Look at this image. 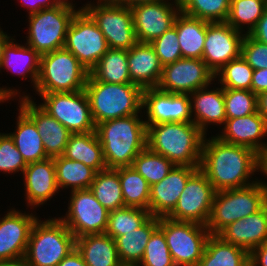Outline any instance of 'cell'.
<instances>
[{
  "mask_svg": "<svg viewBox=\"0 0 267 266\" xmlns=\"http://www.w3.org/2000/svg\"><path fill=\"white\" fill-rule=\"evenodd\" d=\"M9 40L3 49L2 63L0 70L7 69L17 75L24 77L29 73L34 87L37 85V78L39 74L40 66V54L32 47L25 45H19ZM21 66V67H20Z\"/></svg>",
  "mask_w": 267,
  "mask_h": 266,
  "instance_id": "33",
  "label": "cell"
},
{
  "mask_svg": "<svg viewBox=\"0 0 267 266\" xmlns=\"http://www.w3.org/2000/svg\"><path fill=\"white\" fill-rule=\"evenodd\" d=\"M122 266H138V265H122Z\"/></svg>",
  "mask_w": 267,
  "mask_h": 266,
  "instance_id": "59",
  "label": "cell"
},
{
  "mask_svg": "<svg viewBox=\"0 0 267 266\" xmlns=\"http://www.w3.org/2000/svg\"><path fill=\"white\" fill-rule=\"evenodd\" d=\"M258 170L267 176V146L258 154ZM260 184L267 189V183L260 181Z\"/></svg>",
  "mask_w": 267,
  "mask_h": 266,
  "instance_id": "53",
  "label": "cell"
},
{
  "mask_svg": "<svg viewBox=\"0 0 267 266\" xmlns=\"http://www.w3.org/2000/svg\"><path fill=\"white\" fill-rule=\"evenodd\" d=\"M199 169L216 192L243 188L256 182L250 183L248 179L258 170V153L218 137L204 138Z\"/></svg>",
  "mask_w": 267,
  "mask_h": 266,
  "instance_id": "1",
  "label": "cell"
},
{
  "mask_svg": "<svg viewBox=\"0 0 267 266\" xmlns=\"http://www.w3.org/2000/svg\"><path fill=\"white\" fill-rule=\"evenodd\" d=\"M159 228L164 233L175 266L198 265L211 235L207 226L160 217Z\"/></svg>",
  "mask_w": 267,
  "mask_h": 266,
  "instance_id": "9",
  "label": "cell"
},
{
  "mask_svg": "<svg viewBox=\"0 0 267 266\" xmlns=\"http://www.w3.org/2000/svg\"><path fill=\"white\" fill-rule=\"evenodd\" d=\"M224 131L218 134L221 141L244 146L260 153L266 146L260 140L267 135V121L257 111L239 118H226Z\"/></svg>",
  "mask_w": 267,
  "mask_h": 266,
  "instance_id": "22",
  "label": "cell"
},
{
  "mask_svg": "<svg viewBox=\"0 0 267 266\" xmlns=\"http://www.w3.org/2000/svg\"><path fill=\"white\" fill-rule=\"evenodd\" d=\"M16 131L9 133L26 164L49 158L35 123L19 109Z\"/></svg>",
  "mask_w": 267,
  "mask_h": 266,
  "instance_id": "31",
  "label": "cell"
},
{
  "mask_svg": "<svg viewBox=\"0 0 267 266\" xmlns=\"http://www.w3.org/2000/svg\"><path fill=\"white\" fill-rule=\"evenodd\" d=\"M200 167L175 165L169 174L150 188L149 212L154 217H167L176 207L188 179Z\"/></svg>",
  "mask_w": 267,
  "mask_h": 266,
  "instance_id": "21",
  "label": "cell"
},
{
  "mask_svg": "<svg viewBox=\"0 0 267 266\" xmlns=\"http://www.w3.org/2000/svg\"><path fill=\"white\" fill-rule=\"evenodd\" d=\"M266 7L267 0H231L228 18L225 22L240 32H242V26L247 24L248 30L245 34H249Z\"/></svg>",
  "mask_w": 267,
  "mask_h": 266,
  "instance_id": "39",
  "label": "cell"
},
{
  "mask_svg": "<svg viewBox=\"0 0 267 266\" xmlns=\"http://www.w3.org/2000/svg\"><path fill=\"white\" fill-rule=\"evenodd\" d=\"M250 266H267V241L249 254Z\"/></svg>",
  "mask_w": 267,
  "mask_h": 266,
  "instance_id": "51",
  "label": "cell"
},
{
  "mask_svg": "<svg viewBox=\"0 0 267 266\" xmlns=\"http://www.w3.org/2000/svg\"><path fill=\"white\" fill-rule=\"evenodd\" d=\"M34 223L25 253L30 266H57L75 249L76 238L58 218Z\"/></svg>",
  "mask_w": 267,
  "mask_h": 266,
  "instance_id": "5",
  "label": "cell"
},
{
  "mask_svg": "<svg viewBox=\"0 0 267 266\" xmlns=\"http://www.w3.org/2000/svg\"><path fill=\"white\" fill-rule=\"evenodd\" d=\"M23 1V6L29 9L30 11L28 12L29 15L33 13H37L43 9H50L57 7L60 5L64 0H21Z\"/></svg>",
  "mask_w": 267,
  "mask_h": 266,
  "instance_id": "48",
  "label": "cell"
},
{
  "mask_svg": "<svg viewBox=\"0 0 267 266\" xmlns=\"http://www.w3.org/2000/svg\"><path fill=\"white\" fill-rule=\"evenodd\" d=\"M241 56L253 68V70L267 68V45L258 42L248 34H245Z\"/></svg>",
  "mask_w": 267,
  "mask_h": 266,
  "instance_id": "47",
  "label": "cell"
},
{
  "mask_svg": "<svg viewBox=\"0 0 267 266\" xmlns=\"http://www.w3.org/2000/svg\"><path fill=\"white\" fill-rule=\"evenodd\" d=\"M89 71L65 48L40 56L37 85L38 93L82 91Z\"/></svg>",
  "mask_w": 267,
  "mask_h": 266,
  "instance_id": "7",
  "label": "cell"
},
{
  "mask_svg": "<svg viewBox=\"0 0 267 266\" xmlns=\"http://www.w3.org/2000/svg\"><path fill=\"white\" fill-rule=\"evenodd\" d=\"M40 106L72 134L95 131L90 103L85 90L59 93H38Z\"/></svg>",
  "mask_w": 267,
  "mask_h": 266,
  "instance_id": "11",
  "label": "cell"
},
{
  "mask_svg": "<svg viewBox=\"0 0 267 266\" xmlns=\"http://www.w3.org/2000/svg\"><path fill=\"white\" fill-rule=\"evenodd\" d=\"M209 22L180 11L174 21L182 58L202 59L206 27Z\"/></svg>",
  "mask_w": 267,
  "mask_h": 266,
  "instance_id": "29",
  "label": "cell"
},
{
  "mask_svg": "<svg viewBox=\"0 0 267 266\" xmlns=\"http://www.w3.org/2000/svg\"><path fill=\"white\" fill-rule=\"evenodd\" d=\"M189 94L170 93L157 87L143 89L142 108L146 126L168 122H193Z\"/></svg>",
  "mask_w": 267,
  "mask_h": 266,
  "instance_id": "17",
  "label": "cell"
},
{
  "mask_svg": "<svg viewBox=\"0 0 267 266\" xmlns=\"http://www.w3.org/2000/svg\"><path fill=\"white\" fill-rule=\"evenodd\" d=\"M66 217L59 218L75 238L90 234L105 233L109 210L94 196L90 189L71 191Z\"/></svg>",
  "mask_w": 267,
  "mask_h": 266,
  "instance_id": "13",
  "label": "cell"
},
{
  "mask_svg": "<svg viewBox=\"0 0 267 266\" xmlns=\"http://www.w3.org/2000/svg\"><path fill=\"white\" fill-rule=\"evenodd\" d=\"M75 248L87 266H122L115 240L106 233L76 238Z\"/></svg>",
  "mask_w": 267,
  "mask_h": 266,
  "instance_id": "27",
  "label": "cell"
},
{
  "mask_svg": "<svg viewBox=\"0 0 267 266\" xmlns=\"http://www.w3.org/2000/svg\"><path fill=\"white\" fill-rule=\"evenodd\" d=\"M75 6L68 0L50 9L29 15L27 45L40 55L64 48L68 28L75 14Z\"/></svg>",
  "mask_w": 267,
  "mask_h": 266,
  "instance_id": "8",
  "label": "cell"
},
{
  "mask_svg": "<svg viewBox=\"0 0 267 266\" xmlns=\"http://www.w3.org/2000/svg\"><path fill=\"white\" fill-rule=\"evenodd\" d=\"M215 192L206 175L198 169L188 179L176 207L167 217L206 226L211 215Z\"/></svg>",
  "mask_w": 267,
  "mask_h": 266,
  "instance_id": "14",
  "label": "cell"
},
{
  "mask_svg": "<svg viewBox=\"0 0 267 266\" xmlns=\"http://www.w3.org/2000/svg\"><path fill=\"white\" fill-rule=\"evenodd\" d=\"M218 236L250 254L267 241V204L258 212L229 224Z\"/></svg>",
  "mask_w": 267,
  "mask_h": 266,
  "instance_id": "23",
  "label": "cell"
},
{
  "mask_svg": "<svg viewBox=\"0 0 267 266\" xmlns=\"http://www.w3.org/2000/svg\"><path fill=\"white\" fill-rule=\"evenodd\" d=\"M147 147L174 165L200 167L205 133L193 122H168L146 126Z\"/></svg>",
  "mask_w": 267,
  "mask_h": 266,
  "instance_id": "2",
  "label": "cell"
},
{
  "mask_svg": "<svg viewBox=\"0 0 267 266\" xmlns=\"http://www.w3.org/2000/svg\"><path fill=\"white\" fill-rule=\"evenodd\" d=\"M58 188L71 187L73 190L89 189L96 171L82 162L66 157L54 158Z\"/></svg>",
  "mask_w": 267,
  "mask_h": 266,
  "instance_id": "35",
  "label": "cell"
},
{
  "mask_svg": "<svg viewBox=\"0 0 267 266\" xmlns=\"http://www.w3.org/2000/svg\"><path fill=\"white\" fill-rule=\"evenodd\" d=\"M150 44L154 47L163 67L182 58L177 30L174 26L155 38Z\"/></svg>",
  "mask_w": 267,
  "mask_h": 266,
  "instance_id": "45",
  "label": "cell"
},
{
  "mask_svg": "<svg viewBox=\"0 0 267 266\" xmlns=\"http://www.w3.org/2000/svg\"><path fill=\"white\" fill-rule=\"evenodd\" d=\"M175 165L147 146L134 159L132 167L152 186L166 177Z\"/></svg>",
  "mask_w": 267,
  "mask_h": 266,
  "instance_id": "41",
  "label": "cell"
},
{
  "mask_svg": "<svg viewBox=\"0 0 267 266\" xmlns=\"http://www.w3.org/2000/svg\"><path fill=\"white\" fill-rule=\"evenodd\" d=\"M159 227V217L151 216L141 227L115 239L122 265H138L143 258L152 233Z\"/></svg>",
  "mask_w": 267,
  "mask_h": 266,
  "instance_id": "28",
  "label": "cell"
},
{
  "mask_svg": "<svg viewBox=\"0 0 267 266\" xmlns=\"http://www.w3.org/2000/svg\"><path fill=\"white\" fill-rule=\"evenodd\" d=\"M197 266H250L249 253L218 235H210Z\"/></svg>",
  "mask_w": 267,
  "mask_h": 266,
  "instance_id": "32",
  "label": "cell"
},
{
  "mask_svg": "<svg viewBox=\"0 0 267 266\" xmlns=\"http://www.w3.org/2000/svg\"><path fill=\"white\" fill-rule=\"evenodd\" d=\"M112 1L120 3V4H124L127 6H132V5L139 4V3L157 2V1H162V0H112Z\"/></svg>",
  "mask_w": 267,
  "mask_h": 266,
  "instance_id": "58",
  "label": "cell"
},
{
  "mask_svg": "<svg viewBox=\"0 0 267 266\" xmlns=\"http://www.w3.org/2000/svg\"><path fill=\"white\" fill-rule=\"evenodd\" d=\"M95 198L109 211L125 206L117 169L106 168L96 172L89 188Z\"/></svg>",
  "mask_w": 267,
  "mask_h": 266,
  "instance_id": "36",
  "label": "cell"
},
{
  "mask_svg": "<svg viewBox=\"0 0 267 266\" xmlns=\"http://www.w3.org/2000/svg\"><path fill=\"white\" fill-rule=\"evenodd\" d=\"M0 266H30V265L27 263L25 257H21L13 260L0 261Z\"/></svg>",
  "mask_w": 267,
  "mask_h": 266,
  "instance_id": "55",
  "label": "cell"
},
{
  "mask_svg": "<svg viewBox=\"0 0 267 266\" xmlns=\"http://www.w3.org/2000/svg\"><path fill=\"white\" fill-rule=\"evenodd\" d=\"M10 38V36H8L6 33L3 32V30L0 29V66L2 63L4 46L10 40Z\"/></svg>",
  "mask_w": 267,
  "mask_h": 266,
  "instance_id": "57",
  "label": "cell"
},
{
  "mask_svg": "<svg viewBox=\"0 0 267 266\" xmlns=\"http://www.w3.org/2000/svg\"><path fill=\"white\" fill-rule=\"evenodd\" d=\"M258 112L267 121V91L257 95Z\"/></svg>",
  "mask_w": 267,
  "mask_h": 266,
  "instance_id": "54",
  "label": "cell"
},
{
  "mask_svg": "<svg viewBox=\"0 0 267 266\" xmlns=\"http://www.w3.org/2000/svg\"><path fill=\"white\" fill-rule=\"evenodd\" d=\"M215 79V74L202 59L181 58L163 67L159 90L191 94L206 87Z\"/></svg>",
  "mask_w": 267,
  "mask_h": 266,
  "instance_id": "15",
  "label": "cell"
},
{
  "mask_svg": "<svg viewBox=\"0 0 267 266\" xmlns=\"http://www.w3.org/2000/svg\"><path fill=\"white\" fill-rule=\"evenodd\" d=\"M16 94H18L17 90L15 92V90H13V89H10V88L6 89V88L0 87V103L4 102V100L6 101L8 99H11L12 96L15 97Z\"/></svg>",
  "mask_w": 267,
  "mask_h": 266,
  "instance_id": "56",
  "label": "cell"
},
{
  "mask_svg": "<svg viewBox=\"0 0 267 266\" xmlns=\"http://www.w3.org/2000/svg\"><path fill=\"white\" fill-rule=\"evenodd\" d=\"M215 192L207 223L211 235H218L229 224L254 214L266 205V190L259 182Z\"/></svg>",
  "mask_w": 267,
  "mask_h": 266,
  "instance_id": "6",
  "label": "cell"
},
{
  "mask_svg": "<svg viewBox=\"0 0 267 266\" xmlns=\"http://www.w3.org/2000/svg\"><path fill=\"white\" fill-rule=\"evenodd\" d=\"M200 88L189 94L191 101V113L195 112L193 123L198 126L205 134L208 124H224L226 120L224 88L216 90ZM194 104V105H193Z\"/></svg>",
  "mask_w": 267,
  "mask_h": 266,
  "instance_id": "26",
  "label": "cell"
},
{
  "mask_svg": "<svg viewBox=\"0 0 267 266\" xmlns=\"http://www.w3.org/2000/svg\"><path fill=\"white\" fill-rule=\"evenodd\" d=\"M63 156L82 162L96 172L107 168L96 131L71 134Z\"/></svg>",
  "mask_w": 267,
  "mask_h": 266,
  "instance_id": "30",
  "label": "cell"
},
{
  "mask_svg": "<svg viewBox=\"0 0 267 266\" xmlns=\"http://www.w3.org/2000/svg\"><path fill=\"white\" fill-rule=\"evenodd\" d=\"M138 116L116 118L96 125L107 168L132 166L134 159L147 146V127Z\"/></svg>",
  "mask_w": 267,
  "mask_h": 266,
  "instance_id": "3",
  "label": "cell"
},
{
  "mask_svg": "<svg viewBox=\"0 0 267 266\" xmlns=\"http://www.w3.org/2000/svg\"><path fill=\"white\" fill-rule=\"evenodd\" d=\"M27 166L9 134L0 133V171L16 173Z\"/></svg>",
  "mask_w": 267,
  "mask_h": 266,
  "instance_id": "46",
  "label": "cell"
},
{
  "mask_svg": "<svg viewBox=\"0 0 267 266\" xmlns=\"http://www.w3.org/2000/svg\"><path fill=\"white\" fill-rule=\"evenodd\" d=\"M230 3L231 0H179L182 13L210 23L225 22Z\"/></svg>",
  "mask_w": 267,
  "mask_h": 266,
  "instance_id": "40",
  "label": "cell"
},
{
  "mask_svg": "<svg viewBox=\"0 0 267 266\" xmlns=\"http://www.w3.org/2000/svg\"><path fill=\"white\" fill-rule=\"evenodd\" d=\"M227 118H239L258 111L257 95L251 90L224 88Z\"/></svg>",
  "mask_w": 267,
  "mask_h": 266,
  "instance_id": "43",
  "label": "cell"
},
{
  "mask_svg": "<svg viewBox=\"0 0 267 266\" xmlns=\"http://www.w3.org/2000/svg\"><path fill=\"white\" fill-rule=\"evenodd\" d=\"M128 50L108 49L89 74L97 81L132 83L128 69Z\"/></svg>",
  "mask_w": 267,
  "mask_h": 266,
  "instance_id": "34",
  "label": "cell"
},
{
  "mask_svg": "<svg viewBox=\"0 0 267 266\" xmlns=\"http://www.w3.org/2000/svg\"><path fill=\"white\" fill-rule=\"evenodd\" d=\"M251 91L256 95L267 91V68L254 70Z\"/></svg>",
  "mask_w": 267,
  "mask_h": 266,
  "instance_id": "50",
  "label": "cell"
},
{
  "mask_svg": "<svg viewBox=\"0 0 267 266\" xmlns=\"http://www.w3.org/2000/svg\"><path fill=\"white\" fill-rule=\"evenodd\" d=\"M241 34L226 22L207 24L202 60L214 74L231 60L241 56L245 36Z\"/></svg>",
  "mask_w": 267,
  "mask_h": 266,
  "instance_id": "16",
  "label": "cell"
},
{
  "mask_svg": "<svg viewBox=\"0 0 267 266\" xmlns=\"http://www.w3.org/2000/svg\"><path fill=\"white\" fill-rule=\"evenodd\" d=\"M151 216L149 210L134 207L109 211L105 233L115 240L118 236L141 227Z\"/></svg>",
  "mask_w": 267,
  "mask_h": 266,
  "instance_id": "38",
  "label": "cell"
},
{
  "mask_svg": "<svg viewBox=\"0 0 267 266\" xmlns=\"http://www.w3.org/2000/svg\"><path fill=\"white\" fill-rule=\"evenodd\" d=\"M253 72V68L240 56L216 72L215 79L218 77L223 88L251 90Z\"/></svg>",
  "mask_w": 267,
  "mask_h": 266,
  "instance_id": "42",
  "label": "cell"
},
{
  "mask_svg": "<svg viewBox=\"0 0 267 266\" xmlns=\"http://www.w3.org/2000/svg\"><path fill=\"white\" fill-rule=\"evenodd\" d=\"M175 266L163 231L158 227L151 235L138 266Z\"/></svg>",
  "mask_w": 267,
  "mask_h": 266,
  "instance_id": "44",
  "label": "cell"
},
{
  "mask_svg": "<svg viewBox=\"0 0 267 266\" xmlns=\"http://www.w3.org/2000/svg\"><path fill=\"white\" fill-rule=\"evenodd\" d=\"M248 35L258 42L267 45V7L265 8L261 18L257 21L256 26Z\"/></svg>",
  "mask_w": 267,
  "mask_h": 266,
  "instance_id": "49",
  "label": "cell"
},
{
  "mask_svg": "<svg viewBox=\"0 0 267 266\" xmlns=\"http://www.w3.org/2000/svg\"><path fill=\"white\" fill-rule=\"evenodd\" d=\"M174 1L175 5L162 0L130 6L138 42L151 43L174 25L175 18L180 13L179 0Z\"/></svg>",
  "mask_w": 267,
  "mask_h": 266,
  "instance_id": "18",
  "label": "cell"
},
{
  "mask_svg": "<svg viewBox=\"0 0 267 266\" xmlns=\"http://www.w3.org/2000/svg\"><path fill=\"white\" fill-rule=\"evenodd\" d=\"M95 125L138 114L142 109L143 89L134 83H107L90 74L84 88Z\"/></svg>",
  "mask_w": 267,
  "mask_h": 266,
  "instance_id": "4",
  "label": "cell"
},
{
  "mask_svg": "<svg viewBox=\"0 0 267 266\" xmlns=\"http://www.w3.org/2000/svg\"><path fill=\"white\" fill-rule=\"evenodd\" d=\"M38 218L11 209L0 219V261L25 256L30 233Z\"/></svg>",
  "mask_w": 267,
  "mask_h": 266,
  "instance_id": "19",
  "label": "cell"
},
{
  "mask_svg": "<svg viewBox=\"0 0 267 266\" xmlns=\"http://www.w3.org/2000/svg\"><path fill=\"white\" fill-rule=\"evenodd\" d=\"M118 174L125 206L149 210L151 186L146 179L132 166L118 168Z\"/></svg>",
  "mask_w": 267,
  "mask_h": 266,
  "instance_id": "37",
  "label": "cell"
},
{
  "mask_svg": "<svg viewBox=\"0 0 267 266\" xmlns=\"http://www.w3.org/2000/svg\"><path fill=\"white\" fill-rule=\"evenodd\" d=\"M64 48L90 71L109 46L96 22L81 7L68 28Z\"/></svg>",
  "mask_w": 267,
  "mask_h": 266,
  "instance_id": "12",
  "label": "cell"
},
{
  "mask_svg": "<svg viewBox=\"0 0 267 266\" xmlns=\"http://www.w3.org/2000/svg\"><path fill=\"white\" fill-rule=\"evenodd\" d=\"M57 266H87L81 254L75 248Z\"/></svg>",
  "mask_w": 267,
  "mask_h": 266,
  "instance_id": "52",
  "label": "cell"
},
{
  "mask_svg": "<svg viewBox=\"0 0 267 266\" xmlns=\"http://www.w3.org/2000/svg\"><path fill=\"white\" fill-rule=\"evenodd\" d=\"M130 80L142 89L157 87L163 66L150 43L137 42L128 50Z\"/></svg>",
  "mask_w": 267,
  "mask_h": 266,
  "instance_id": "25",
  "label": "cell"
},
{
  "mask_svg": "<svg viewBox=\"0 0 267 266\" xmlns=\"http://www.w3.org/2000/svg\"><path fill=\"white\" fill-rule=\"evenodd\" d=\"M26 199L30 206L44 204L58 192L54 158L27 164L23 171Z\"/></svg>",
  "mask_w": 267,
  "mask_h": 266,
  "instance_id": "24",
  "label": "cell"
},
{
  "mask_svg": "<svg viewBox=\"0 0 267 266\" xmlns=\"http://www.w3.org/2000/svg\"><path fill=\"white\" fill-rule=\"evenodd\" d=\"M21 99L19 108L35 123L47 156H62L72 133L40 105L37 106L31 97L25 95Z\"/></svg>",
  "mask_w": 267,
  "mask_h": 266,
  "instance_id": "20",
  "label": "cell"
},
{
  "mask_svg": "<svg viewBox=\"0 0 267 266\" xmlns=\"http://www.w3.org/2000/svg\"><path fill=\"white\" fill-rule=\"evenodd\" d=\"M96 22L110 49L129 50L138 41L130 6L112 0H98L97 5L82 7Z\"/></svg>",
  "mask_w": 267,
  "mask_h": 266,
  "instance_id": "10",
  "label": "cell"
}]
</instances>
